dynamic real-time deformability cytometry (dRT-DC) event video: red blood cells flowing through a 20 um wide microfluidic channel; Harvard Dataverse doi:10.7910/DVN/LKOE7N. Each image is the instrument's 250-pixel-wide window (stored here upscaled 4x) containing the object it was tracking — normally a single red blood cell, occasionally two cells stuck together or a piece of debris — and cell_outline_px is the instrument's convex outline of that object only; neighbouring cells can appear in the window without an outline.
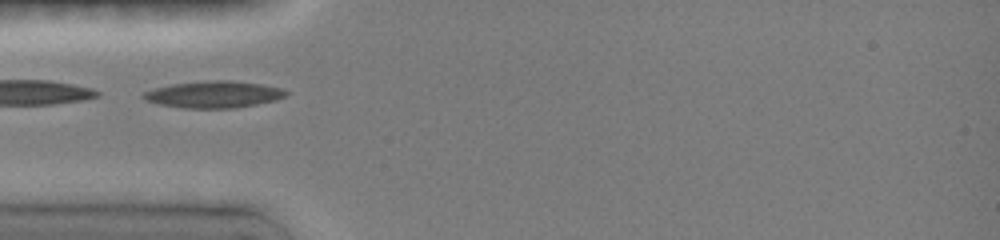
{"species": "common noctule bat (a hibernating species)", "species_latin": "Nyctalus noctula", "temperature_condition": "room temperature", "stored_images_in_passage": 6, "camera_frame_rate_fps": 3000, "um_per_image_px": 0.085, "animal": {"sex": "female", "body_mass_g": 19.0, "forearm_length_mm": 51.5}, "frame": {"image": 1, "passage_image": 1, "time_ms": 0.0, "image_size_px": [1000, 240], "cell_outline_px": [[288, 92], [284, 96], [276, 100], [256, 104], [232, 108], [184, 108], [160, 104], [148, 100], [140, 96], [144, 92], [156, 88], [172, 84], [216, 80], [228, 80], [260, 84], [280, 88]], "centroid_in_image_um": [18.17, 8.03], "position_along_channel_um": 66.8, "area_um2": 21.79}}